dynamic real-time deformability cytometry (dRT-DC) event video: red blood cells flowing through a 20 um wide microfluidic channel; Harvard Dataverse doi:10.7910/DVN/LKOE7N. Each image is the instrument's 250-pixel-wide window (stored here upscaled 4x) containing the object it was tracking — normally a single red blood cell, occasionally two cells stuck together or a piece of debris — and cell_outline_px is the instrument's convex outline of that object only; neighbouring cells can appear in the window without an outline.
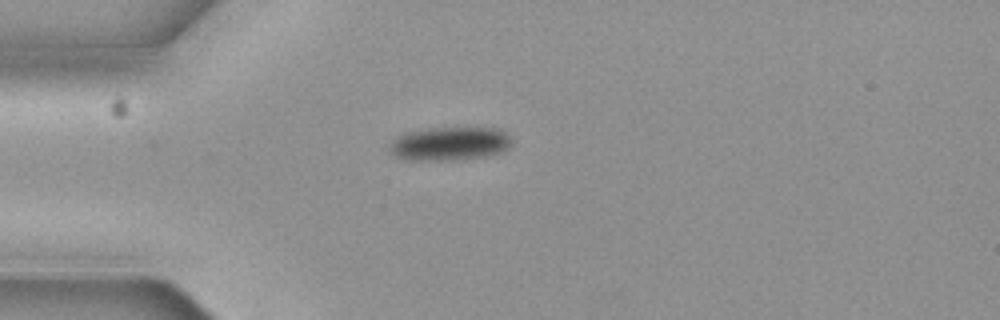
{"species": "common noctule bat (a hibernating species)", "species_latin": "Nyctalus noctula", "temperature_condition": "cold", "stored_images_in_passage": 2, "camera_frame_rate_fps": 3000, "um_per_image_px": 0.085, "animal": {"sex": "female", "body_mass_g": 19.3, "forearm_length_mm": 54.1}, "frame": {"image": 1, "passage_image": 1, "time_ms": 0.0, "image_size_px": [1000, 320], "cell_outline_px": [[512, 144], [504, 152], [488, 156], [456, 160], [412, 160], [396, 156], [388, 148], [388, 144], [396, 136], [404, 132], [428, 128], [496, 128], [504, 132], [508, 136]], "centroid_in_image_um": [38.21, 12.21], "position_along_channel_um": 46.8, "area_um2": 24.1}}
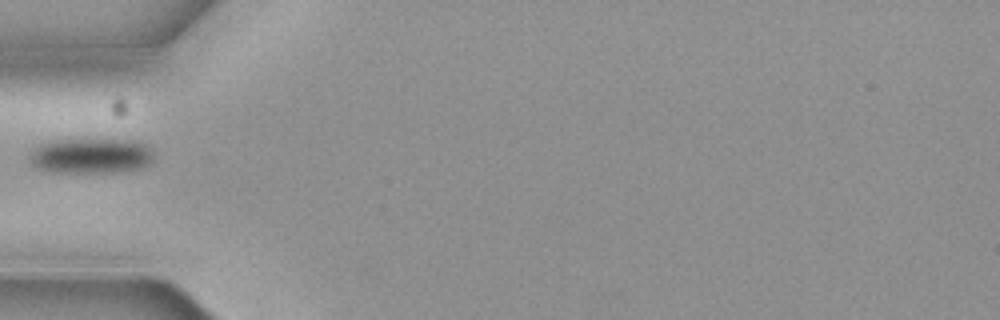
{"frame": {"image": 2, "passage_image": 2, "time_ms": 0.333, "image_size_px": [1000, 320], "cell_outline_px": [[152, 160], [144, 168], [116, 172], [52, 172], [36, 168], [28, 160], [28, 156], [32, 148], [40, 144], [56, 140], [136, 140], [148, 144], [152, 148]], "centroid_in_image_um": [7.73, 13.25], "position_along_channel_um": 77.3, "area_um2": 25.84}}